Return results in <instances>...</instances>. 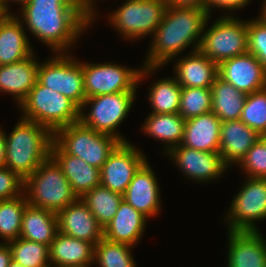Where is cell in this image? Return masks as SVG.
<instances>
[{"label": "cell", "mask_w": 266, "mask_h": 267, "mask_svg": "<svg viewBox=\"0 0 266 267\" xmlns=\"http://www.w3.org/2000/svg\"><path fill=\"white\" fill-rule=\"evenodd\" d=\"M20 10L22 23L54 53H65L92 22L88 0H29Z\"/></svg>", "instance_id": "obj_1"}, {"label": "cell", "mask_w": 266, "mask_h": 267, "mask_svg": "<svg viewBox=\"0 0 266 267\" xmlns=\"http://www.w3.org/2000/svg\"><path fill=\"white\" fill-rule=\"evenodd\" d=\"M209 17L205 8L167 6L154 32L144 66L162 67L190 44H194L192 51L199 50Z\"/></svg>", "instance_id": "obj_2"}, {"label": "cell", "mask_w": 266, "mask_h": 267, "mask_svg": "<svg viewBox=\"0 0 266 267\" xmlns=\"http://www.w3.org/2000/svg\"><path fill=\"white\" fill-rule=\"evenodd\" d=\"M53 141L48 128L21 118L11 134H5L6 168L25 180L50 157Z\"/></svg>", "instance_id": "obj_3"}, {"label": "cell", "mask_w": 266, "mask_h": 267, "mask_svg": "<svg viewBox=\"0 0 266 267\" xmlns=\"http://www.w3.org/2000/svg\"><path fill=\"white\" fill-rule=\"evenodd\" d=\"M27 203L58 213L78 199L61 167L50 156L24 180Z\"/></svg>", "instance_id": "obj_4"}, {"label": "cell", "mask_w": 266, "mask_h": 267, "mask_svg": "<svg viewBox=\"0 0 266 267\" xmlns=\"http://www.w3.org/2000/svg\"><path fill=\"white\" fill-rule=\"evenodd\" d=\"M23 119L48 128L53 134L79 121L80 108L68 97L42 85L38 80L19 105Z\"/></svg>", "instance_id": "obj_5"}, {"label": "cell", "mask_w": 266, "mask_h": 267, "mask_svg": "<svg viewBox=\"0 0 266 267\" xmlns=\"http://www.w3.org/2000/svg\"><path fill=\"white\" fill-rule=\"evenodd\" d=\"M53 143L63 153L81 158L87 164L101 169L121 141L78 121L57 130Z\"/></svg>", "instance_id": "obj_6"}, {"label": "cell", "mask_w": 266, "mask_h": 267, "mask_svg": "<svg viewBox=\"0 0 266 267\" xmlns=\"http://www.w3.org/2000/svg\"><path fill=\"white\" fill-rule=\"evenodd\" d=\"M81 65L86 98L124 91H136L138 83L145 76L160 68L143 65V68L137 70L109 62L104 64L81 62Z\"/></svg>", "instance_id": "obj_7"}, {"label": "cell", "mask_w": 266, "mask_h": 267, "mask_svg": "<svg viewBox=\"0 0 266 267\" xmlns=\"http://www.w3.org/2000/svg\"><path fill=\"white\" fill-rule=\"evenodd\" d=\"M226 15L203 30L199 46V51L217 64L248 52L247 21Z\"/></svg>", "instance_id": "obj_8"}, {"label": "cell", "mask_w": 266, "mask_h": 267, "mask_svg": "<svg viewBox=\"0 0 266 267\" xmlns=\"http://www.w3.org/2000/svg\"><path fill=\"white\" fill-rule=\"evenodd\" d=\"M135 95L136 91H124L86 98L80 108L79 121L97 132L109 134L121 142H128L116 130L131 110ZM88 105L92 107L90 112L85 114L83 111Z\"/></svg>", "instance_id": "obj_9"}, {"label": "cell", "mask_w": 266, "mask_h": 267, "mask_svg": "<svg viewBox=\"0 0 266 267\" xmlns=\"http://www.w3.org/2000/svg\"><path fill=\"white\" fill-rule=\"evenodd\" d=\"M166 7V0H126L109 16V20L124 38L140 39L154 34Z\"/></svg>", "instance_id": "obj_10"}, {"label": "cell", "mask_w": 266, "mask_h": 267, "mask_svg": "<svg viewBox=\"0 0 266 267\" xmlns=\"http://www.w3.org/2000/svg\"><path fill=\"white\" fill-rule=\"evenodd\" d=\"M46 62H39L37 80L51 90L68 97L79 108L86 99L84 90V76L80 61L73 56L63 53Z\"/></svg>", "instance_id": "obj_11"}, {"label": "cell", "mask_w": 266, "mask_h": 267, "mask_svg": "<svg viewBox=\"0 0 266 267\" xmlns=\"http://www.w3.org/2000/svg\"><path fill=\"white\" fill-rule=\"evenodd\" d=\"M234 197L226 219L229 231H254L256 220L266 219V178H246Z\"/></svg>", "instance_id": "obj_12"}, {"label": "cell", "mask_w": 266, "mask_h": 267, "mask_svg": "<svg viewBox=\"0 0 266 267\" xmlns=\"http://www.w3.org/2000/svg\"><path fill=\"white\" fill-rule=\"evenodd\" d=\"M143 154L130 142H121L100 169L101 185L123 195L135 172L147 160Z\"/></svg>", "instance_id": "obj_13"}, {"label": "cell", "mask_w": 266, "mask_h": 267, "mask_svg": "<svg viewBox=\"0 0 266 267\" xmlns=\"http://www.w3.org/2000/svg\"><path fill=\"white\" fill-rule=\"evenodd\" d=\"M218 77L245 94L266 87V69L249 52L219 63Z\"/></svg>", "instance_id": "obj_14"}, {"label": "cell", "mask_w": 266, "mask_h": 267, "mask_svg": "<svg viewBox=\"0 0 266 267\" xmlns=\"http://www.w3.org/2000/svg\"><path fill=\"white\" fill-rule=\"evenodd\" d=\"M166 154L171 156L183 174L195 182H210L222 176L228 167L219 153L195 150L183 145L170 149Z\"/></svg>", "instance_id": "obj_15"}, {"label": "cell", "mask_w": 266, "mask_h": 267, "mask_svg": "<svg viewBox=\"0 0 266 267\" xmlns=\"http://www.w3.org/2000/svg\"><path fill=\"white\" fill-rule=\"evenodd\" d=\"M58 231L62 234L92 243L103 239V227L87 205L78 198L57 213Z\"/></svg>", "instance_id": "obj_16"}, {"label": "cell", "mask_w": 266, "mask_h": 267, "mask_svg": "<svg viewBox=\"0 0 266 267\" xmlns=\"http://www.w3.org/2000/svg\"><path fill=\"white\" fill-rule=\"evenodd\" d=\"M153 169L146 160L135 172L123 200L145 217H155L161 207L159 186Z\"/></svg>", "instance_id": "obj_17"}, {"label": "cell", "mask_w": 266, "mask_h": 267, "mask_svg": "<svg viewBox=\"0 0 266 267\" xmlns=\"http://www.w3.org/2000/svg\"><path fill=\"white\" fill-rule=\"evenodd\" d=\"M228 235V267H266V240L259 230Z\"/></svg>", "instance_id": "obj_18"}, {"label": "cell", "mask_w": 266, "mask_h": 267, "mask_svg": "<svg viewBox=\"0 0 266 267\" xmlns=\"http://www.w3.org/2000/svg\"><path fill=\"white\" fill-rule=\"evenodd\" d=\"M260 137L240 119L221 122L219 154L228 167L236 165Z\"/></svg>", "instance_id": "obj_19"}, {"label": "cell", "mask_w": 266, "mask_h": 267, "mask_svg": "<svg viewBox=\"0 0 266 267\" xmlns=\"http://www.w3.org/2000/svg\"><path fill=\"white\" fill-rule=\"evenodd\" d=\"M21 19L14 13H4L0 18V65L13 64L30 57V46Z\"/></svg>", "instance_id": "obj_20"}, {"label": "cell", "mask_w": 266, "mask_h": 267, "mask_svg": "<svg viewBox=\"0 0 266 267\" xmlns=\"http://www.w3.org/2000/svg\"><path fill=\"white\" fill-rule=\"evenodd\" d=\"M221 122L212 111L187 119L180 145L195 150L219 153Z\"/></svg>", "instance_id": "obj_21"}, {"label": "cell", "mask_w": 266, "mask_h": 267, "mask_svg": "<svg viewBox=\"0 0 266 267\" xmlns=\"http://www.w3.org/2000/svg\"><path fill=\"white\" fill-rule=\"evenodd\" d=\"M50 156L61 167L78 198L101 184L100 169L87 164L81 158L63 153L54 143Z\"/></svg>", "instance_id": "obj_22"}, {"label": "cell", "mask_w": 266, "mask_h": 267, "mask_svg": "<svg viewBox=\"0 0 266 267\" xmlns=\"http://www.w3.org/2000/svg\"><path fill=\"white\" fill-rule=\"evenodd\" d=\"M34 59L32 54L13 64L0 65V91L13 95L19 105L37 82L39 63Z\"/></svg>", "instance_id": "obj_23"}, {"label": "cell", "mask_w": 266, "mask_h": 267, "mask_svg": "<svg viewBox=\"0 0 266 267\" xmlns=\"http://www.w3.org/2000/svg\"><path fill=\"white\" fill-rule=\"evenodd\" d=\"M190 52L176 63L175 79L181 87L211 88L218 77V64L199 50Z\"/></svg>", "instance_id": "obj_24"}, {"label": "cell", "mask_w": 266, "mask_h": 267, "mask_svg": "<svg viewBox=\"0 0 266 267\" xmlns=\"http://www.w3.org/2000/svg\"><path fill=\"white\" fill-rule=\"evenodd\" d=\"M146 220L147 217L122 200L113 219L103 228V238L133 246L144 234Z\"/></svg>", "instance_id": "obj_25"}, {"label": "cell", "mask_w": 266, "mask_h": 267, "mask_svg": "<svg viewBox=\"0 0 266 267\" xmlns=\"http://www.w3.org/2000/svg\"><path fill=\"white\" fill-rule=\"evenodd\" d=\"M49 259L55 267L94 263V245L58 231L49 246Z\"/></svg>", "instance_id": "obj_26"}, {"label": "cell", "mask_w": 266, "mask_h": 267, "mask_svg": "<svg viewBox=\"0 0 266 267\" xmlns=\"http://www.w3.org/2000/svg\"><path fill=\"white\" fill-rule=\"evenodd\" d=\"M57 232L56 213L29 204L25 207L20 238L50 246Z\"/></svg>", "instance_id": "obj_27"}, {"label": "cell", "mask_w": 266, "mask_h": 267, "mask_svg": "<svg viewBox=\"0 0 266 267\" xmlns=\"http://www.w3.org/2000/svg\"><path fill=\"white\" fill-rule=\"evenodd\" d=\"M185 119L179 113H150L142 126L143 132L165 145V153L179 146L183 139Z\"/></svg>", "instance_id": "obj_28"}, {"label": "cell", "mask_w": 266, "mask_h": 267, "mask_svg": "<svg viewBox=\"0 0 266 267\" xmlns=\"http://www.w3.org/2000/svg\"><path fill=\"white\" fill-rule=\"evenodd\" d=\"M212 112L224 121L239 120L247 94L217 77L211 87Z\"/></svg>", "instance_id": "obj_29"}, {"label": "cell", "mask_w": 266, "mask_h": 267, "mask_svg": "<svg viewBox=\"0 0 266 267\" xmlns=\"http://www.w3.org/2000/svg\"><path fill=\"white\" fill-rule=\"evenodd\" d=\"M81 200L87 205L97 222L105 228L115 216L123 195L100 184L85 193Z\"/></svg>", "instance_id": "obj_30"}, {"label": "cell", "mask_w": 266, "mask_h": 267, "mask_svg": "<svg viewBox=\"0 0 266 267\" xmlns=\"http://www.w3.org/2000/svg\"><path fill=\"white\" fill-rule=\"evenodd\" d=\"M161 79L151 85V91L148 93V98L153 109L151 113H178L180 108L181 86L175 77Z\"/></svg>", "instance_id": "obj_31"}, {"label": "cell", "mask_w": 266, "mask_h": 267, "mask_svg": "<svg viewBox=\"0 0 266 267\" xmlns=\"http://www.w3.org/2000/svg\"><path fill=\"white\" fill-rule=\"evenodd\" d=\"M28 205L26 196L0 200V238L3 243L20 238L22 217Z\"/></svg>", "instance_id": "obj_32"}, {"label": "cell", "mask_w": 266, "mask_h": 267, "mask_svg": "<svg viewBox=\"0 0 266 267\" xmlns=\"http://www.w3.org/2000/svg\"><path fill=\"white\" fill-rule=\"evenodd\" d=\"M12 260L23 267H52L49 259V246L18 238L7 242Z\"/></svg>", "instance_id": "obj_33"}, {"label": "cell", "mask_w": 266, "mask_h": 267, "mask_svg": "<svg viewBox=\"0 0 266 267\" xmlns=\"http://www.w3.org/2000/svg\"><path fill=\"white\" fill-rule=\"evenodd\" d=\"M131 247L103 238L94 246V263L101 267H136Z\"/></svg>", "instance_id": "obj_34"}, {"label": "cell", "mask_w": 266, "mask_h": 267, "mask_svg": "<svg viewBox=\"0 0 266 267\" xmlns=\"http://www.w3.org/2000/svg\"><path fill=\"white\" fill-rule=\"evenodd\" d=\"M212 111L211 88L181 87L179 114L185 119Z\"/></svg>", "instance_id": "obj_35"}, {"label": "cell", "mask_w": 266, "mask_h": 267, "mask_svg": "<svg viewBox=\"0 0 266 267\" xmlns=\"http://www.w3.org/2000/svg\"><path fill=\"white\" fill-rule=\"evenodd\" d=\"M240 120L261 136L266 134V87L247 94Z\"/></svg>", "instance_id": "obj_36"}, {"label": "cell", "mask_w": 266, "mask_h": 267, "mask_svg": "<svg viewBox=\"0 0 266 267\" xmlns=\"http://www.w3.org/2000/svg\"><path fill=\"white\" fill-rule=\"evenodd\" d=\"M237 165L250 178H266V141L260 137Z\"/></svg>", "instance_id": "obj_37"}, {"label": "cell", "mask_w": 266, "mask_h": 267, "mask_svg": "<svg viewBox=\"0 0 266 267\" xmlns=\"http://www.w3.org/2000/svg\"><path fill=\"white\" fill-rule=\"evenodd\" d=\"M247 49L266 69V20L247 21Z\"/></svg>", "instance_id": "obj_38"}, {"label": "cell", "mask_w": 266, "mask_h": 267, "mask_svg": "<svg viewBox=\"0 0 266 267\" xmlns=\"http://www.w3.org/2000/svg\"><path fill=\"white\" fill-rule=\"evenodd\" d=\"M22 190H24V180L10 169L0 168V200L23 195Z\"/></svg>", "instance_id": "obj_39"}, {"label": "cell", "mask_w": 266, "mask_h": 267, "mask_svg": "<svg viewBox=\"0 0 266 267\" xmlns=\"http://www.w3.org/2000/svg\"><path fill=\"white\" fill-rule=\"evenodd\" d=\"M249 2V0H205V9L208 15L212 13L211 9L212 7L215 8V6L222 9L224 8L225 10H229L231 12V10L234 11L246 6Z\"/></svg>", "instance_id": "obj_40"}, {"label": "cell", "mask_w": 266, "mask_h": 267, "mask_svg": "<svg viewBox=\"0 0 266 267\" xmlns=\"http://www.w3.org/2000/svg\"><path fill=\"white\" fill-rule=\"evenodd\" d=\"M167 6L205 8V0H166Z\"/></svg>", "instance_id": "obj_41"}, {"label": "cell", "mask_w": 266, "mask_h": 267, "mask_svg": "<svg viewBox=\"0 0 266 267\" xmlns=\"http://www.w3.org/2000/svg\"><path fill=\"white\" fill-rule=\"evenodd\" d=\"M12 261L11 250L7 243H0V267H8Z\"/></svg>", "instance_id": "obj_42"}, {"label": "cell", "mask_w": 266, "mask_h": 267, "mask_svg": "<svg viewBox=\"0 0 266 267\" xmlns=\"http://www.w3.org/2000/svg\"><path fill=\"white\" fill-rule=\"evenodd\" d=\"M6 167L5 132L0 128V168Z\"/></svg>", "instance_id": "obj_43"}, {"label": "cell", "mask_w": 266, "mask_h": 267, "mask_svg": "<svg viewBox=\"0 0 266 267\" xmlns=\"http://www.w3.org/2000/svg\"><path fill=\"white\" fill-rule=\"evenodd\" d=\"M11 1H16V2H18V3H20V4H24V3H26V2H28L29 0H10V2ZM8 2H9V0H0V6H1V8H2V10L5 12V13H11L10 11H9V4H8Z\"/></svg>", "instance_id": "obj_44"}, {"label": "cell", "mask_w": 266, "mask_h": 267, "mask_svg": "<svg viewBox=\"0 0 266 267\" xmlns=\"http://www.w3.org/2000/svg\"><path fill=\"white\" fill-rule=\"evenodd\" d=\"M89 1V3H90V6H91V21H93L94 19H95V17H96V11H95V8L96 7H94L95 6V4H96V2H95V0H88ZM95 3V4H94ZM94 4V5H93Z\"/></svg>", "instance_id": "obj_45"}, {"label": "cell", "mask_w": 266, "mask_h": 267, "mask_svg": "<svg viewBox=\"0 0 266 267\" xmlns=\"http://www.w3.org/2000/svg\"><path fill=\"white\" fill-rule=\"evenodd\" d=\"M263 3H264L262 7L263 10L261 9L262 13H260L261 15L259 17L266 20V0H264Z\"/></svg>", "instance_id": "obj_46"}, {"label": "cell", "mask_w": 266, "mask_h": 267, "mask_svg": "<svg viewBox=\"0 0 266 267\" xmlns=\"http://www.w3.org/2000/svg\"><path fill=\"white\" fill-rule=\"evenodd\" d=\"M92 266V263H86V264H80V265H70V266H65V267H90Z\"/></svg>", "instance_id": "obj_47"}, {"label": "cell", "mask_w": 266, "mask_h": 267, "mask_svg": "<svg viewBox=\"0 0 266 267\" xmlns=\"http://www.w3.org/2000/svg\"><path fill=\"white\" fill-rule=\"evenodd\" d=\"M8 267H23V266L12 260Z\"/></svg>", "instance_id": "obj_48"}, {"label": "cell", "mask_w": 266, "mask_h": 267, "mask_svg": "<svg viewBox=\"0 0 266 267\" xmlns=\"http://www.w3.org/2000/svg\"><path fill=\"white\" fill-rule=\"evenodd\" d=\"M4 11L2 10L1 6H0V18L4 15Z\"/></svg>", "instance_id": "obj_49"}, {"label": "cell", "mask_w": 266, "mask_h": 267, "mask_svg": "<svg viewBox=\"0 0 266 267\" xmlns=\"http://www.w3.org/2000/svg\"><path fill=\"white\" fill-rule=\"evenodd\" d=\"M261 137L266 141V134H263Z\"/></svg>", "instance_id": "obj_50"}]
</instances>
